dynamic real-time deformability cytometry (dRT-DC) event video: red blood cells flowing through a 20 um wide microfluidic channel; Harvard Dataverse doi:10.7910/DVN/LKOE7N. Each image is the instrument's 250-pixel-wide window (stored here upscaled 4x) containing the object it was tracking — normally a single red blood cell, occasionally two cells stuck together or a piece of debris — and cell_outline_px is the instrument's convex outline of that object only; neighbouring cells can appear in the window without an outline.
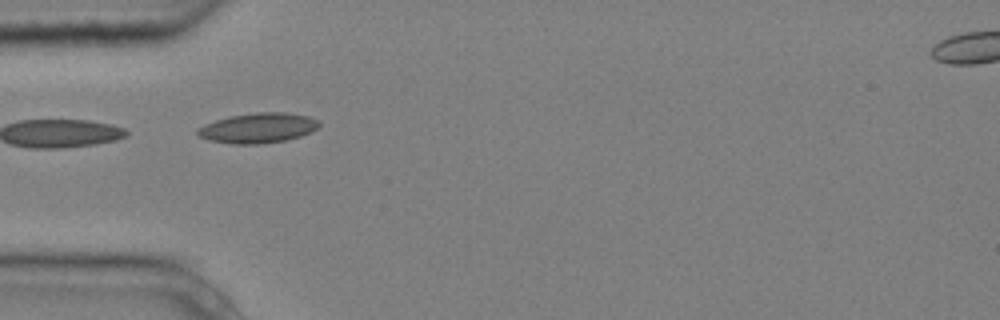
{"species": "common noctule bat (a hibernating species)", "species_latin": "Nyctalus noctula", "temperature_condition": "cold", "stored_images_in_passage": 6, "camera_frame_rate_fps": 3000, "um_per_image_px": 0.085, "animal": {"sex": "male", "body_mass_g": 20.4}, "frame": {"image": 1, "passage_image": 5, "time_ms": 1.333, "image_size_px": [1000, 320], "cell_outline_px": [[320, 124], [312, 132], [300, 136], [284, 140], [260, 144], [232, 144], [208, 140], [196, 136], [196, 128], [204, 124], [216, 120], [232, 116], [256, 112], [288, 112], [308, 116], [320, 120]], "centroid_in_image_um": [21.91, 10.88], "position_along_channel_um": 63.1, "area_um2": 21.44}}